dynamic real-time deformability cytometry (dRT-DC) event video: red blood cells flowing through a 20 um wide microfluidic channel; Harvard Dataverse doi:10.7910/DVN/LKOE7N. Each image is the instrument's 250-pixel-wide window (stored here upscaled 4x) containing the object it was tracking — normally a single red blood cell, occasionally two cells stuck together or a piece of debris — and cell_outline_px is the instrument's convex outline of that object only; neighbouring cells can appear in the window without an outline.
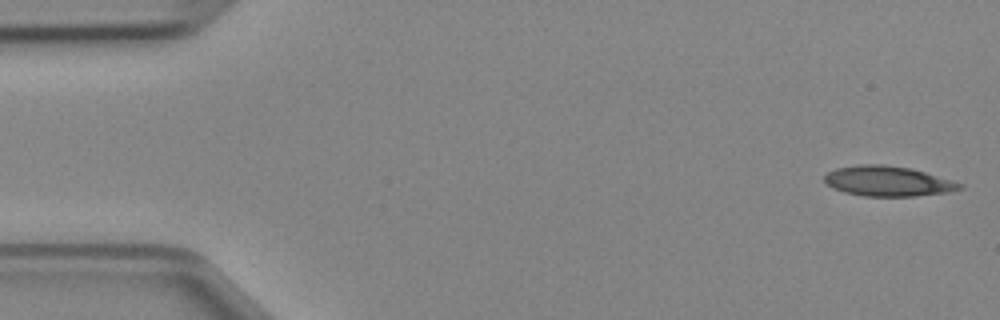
{"species": "Egyptian fruit bat (a non-hibernating species)", "species_latin": "Rousettus aegyptiacus", "temperature_condition": "cold", "stored_images_in_passage": 42, "camera_frame_rate_fps": 3000, "um_per_image_px": 0.085, "animal": {"sex": "female"}, "frame": {"image": 1, "passage_image": 1, "time_ms": 0.0, "image_size_px": [1000, 320], "cell_outline_px": [[964, 188], [948, 192], [916, 196], [864, 196], [844, 192], [832, 188], [824, 180], [824, 176], [828, 172], [836, 168], [860, 164], [884, 164], [912, 168], [964, 184]], "centroid_in_image_um": [75.47, 15.39], "position_along_channel_um": 9.5, "area_um2": 23.81}}
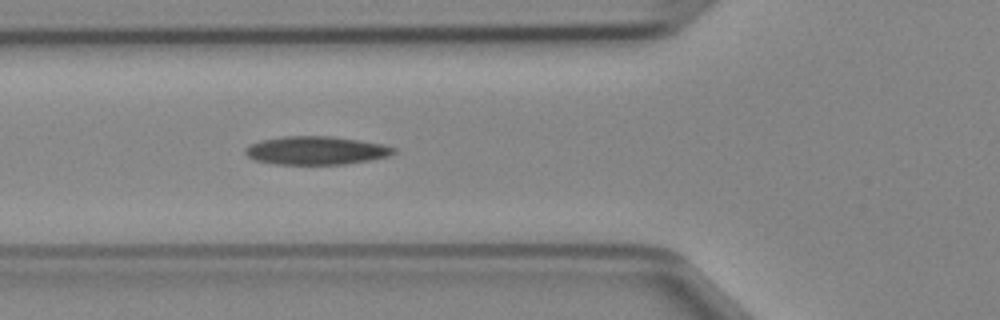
{"frame": {"image": 2, "passage_image": 16, "time_ms": 5.0, "image_size_px": [1000, 320], "cell_outline_px": [[396, 152], [388, 156], [348, 164], [276, 164], [252, 160], [244, 152], [244, 148], [260, 140], [284, 136], [332, 136], [360, 140], [384, 144], [396, 148]], "centroid_in_image_um": [26.86, 12.79], "position_along_channel_um": 98.9, "area_um2": 24.62}}
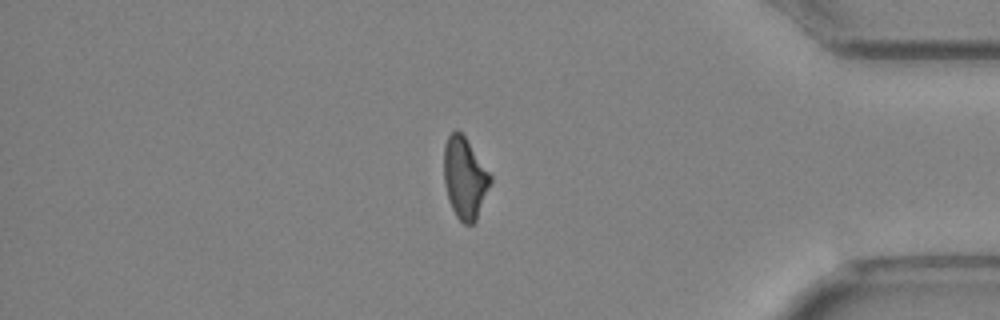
{"frame": {"image": 3, "passage_image": 39, "time_ms": 12.667, "image_size_px": [1000, 320], "cell_outline_px": [[492, 180], [476, 220], [472, 224], [464, 224], [456, 216], [452, 208], [444, 184], [444, 144], [448, 136], [456, 128], [464, 136], [492, 176]], "centroid_in_image_um": [39.5, 15.12], "position_along_channel_um": 395.7, "area_um2": 21.79}}